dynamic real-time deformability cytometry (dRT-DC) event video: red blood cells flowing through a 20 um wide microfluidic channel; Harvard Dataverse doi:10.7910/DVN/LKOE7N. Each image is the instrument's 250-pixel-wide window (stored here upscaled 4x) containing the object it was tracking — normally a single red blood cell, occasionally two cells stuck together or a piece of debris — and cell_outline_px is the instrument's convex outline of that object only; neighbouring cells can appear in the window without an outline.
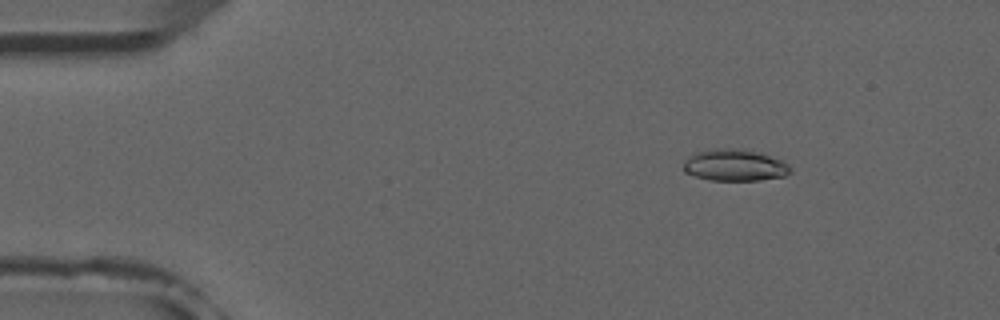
{"species": "common noctule bat (a hibernating species)", "species_latin": "Nyctalus noctula", "temperature_condition": "room temperature", "stored_images_in_passage": 4, "camera_frame_rate_fps": 3000, "um_per_image_px": 0.085, "animal": {"sex": "male", "forearm_length_mm": 52.5}, "frame": {"image": 1, "passage_image": 2, "time_ms": 2.0, "image_size_px": [1000, 320], "cell_outline_px": [[792, 172], [784, 176], [760, 180], [708, 180], [684, 172], [684, 164], [696, 152], [716, 148], [740, 148], [756, 152], [780, 160], [788, 164], [792, 168]], "centroid_in_image_um": [62.48, 14.05], "position_along_channel_um": 22.5, "area_um2": 19.48}}